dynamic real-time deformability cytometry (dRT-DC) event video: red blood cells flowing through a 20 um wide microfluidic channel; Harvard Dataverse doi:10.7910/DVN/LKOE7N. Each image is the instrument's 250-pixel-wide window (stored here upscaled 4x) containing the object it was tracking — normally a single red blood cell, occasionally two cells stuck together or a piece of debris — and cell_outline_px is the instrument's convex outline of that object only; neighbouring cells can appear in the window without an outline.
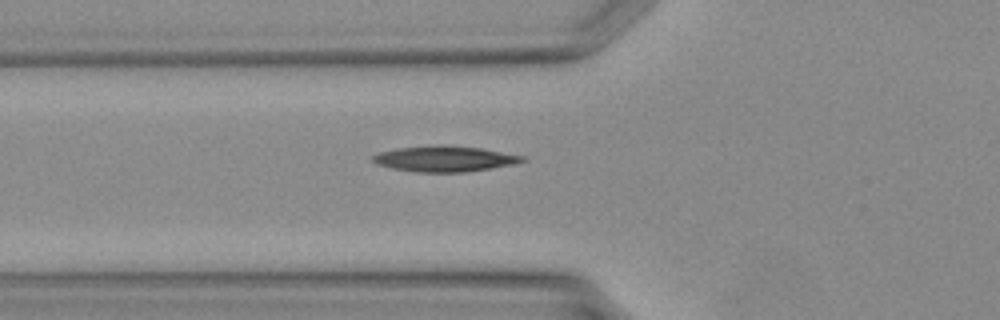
{"species": "Egyptian fruit bat (a non-hibernating species)", "species_latin": "Rousettus aegyptiacus", "temperature_condition": "warm", "stored_images_in_passage": 34, "camera_frame_rate_fps": 3000, "um_per_image_px": 0.085, "animal": {"sex": "female"}, "frame": {"image": 1, "passage_image": 10, "time_ms": 3.0, "image_size_px": [1000, 320], "cell_outline_px": [[528, 160], [512, 164], [464, 172], [416, 172], [392, 168], [376, 164], [372, 160], [372, 156], [380, 152], [396, 148], [480, 148], [528, 156]], "centroid_in_image_um": [37.83, 13.54], "position_along_channel_um": 88.0, "area_um2": 21.21}}